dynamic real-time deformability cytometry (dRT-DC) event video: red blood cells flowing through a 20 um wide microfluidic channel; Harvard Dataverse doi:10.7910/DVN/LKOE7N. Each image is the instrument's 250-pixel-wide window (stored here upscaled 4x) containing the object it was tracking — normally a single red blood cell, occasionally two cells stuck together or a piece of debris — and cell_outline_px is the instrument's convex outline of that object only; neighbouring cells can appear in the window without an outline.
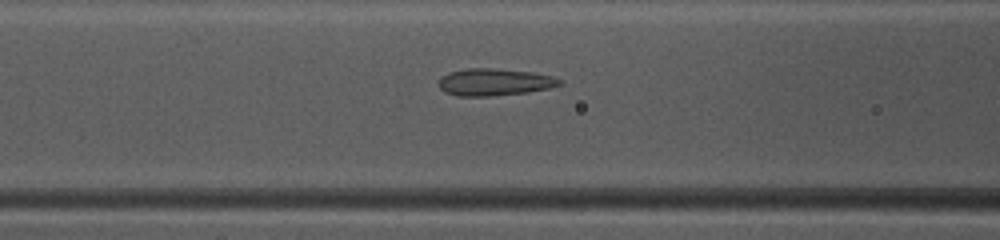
{"species": "common noctule bat (a hibernating species)", "species_latin": "Nyctalus noctula", "temperature_condition": "warm", "stored_images_in_passage": 48, "camera_frame_rate_fps": 3000, "um_per_image_px": 0.085, "animal": {"sex": "female", "body_mass_g": 10.0, "forearm_length_mm": 53.1}, "frame": {"image": 1, "passage_image": 20, "time_ms": 6.333, "image_size_px": [1000, 240], "cell_outline_px": [[564, 84], [548, 88], [528, 92], [488, 96], [456, 96], [444, 92], [440, 88], [440, 76], [448, 72], [468, 68], [492, 68], [532, 72], [552, 76], [564, 80]], "centroid_in_image_um": [42.04, 6.97], "position_along_channel_um": 124.6, "area_um2": 19.19}}
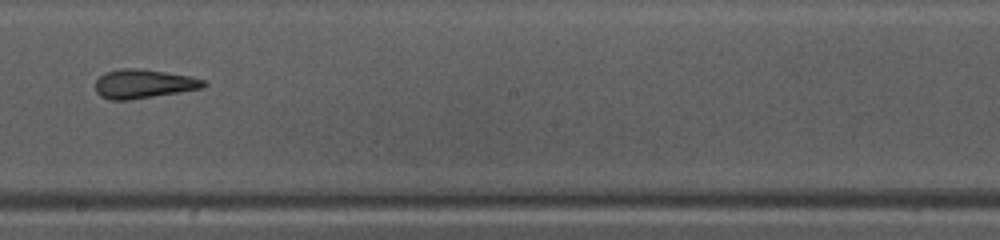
{"frame": {"image": 2, "passage_image": 28, "time_ms": 9.0, "image_size_px": [1000, 240], "cell_outline_px": [[208, 84], [204, 88], [180, 92], [128, 100], [108, 100], [100, 96], [96, 92], [96, 80], [104, 72], [120, 68], [136, 68], [192, 76], [204, 80]], "centroid_in_image_um": [12.2, 7.13], "position_along_channel_um": 236.0, "area_um2": 18.38}}
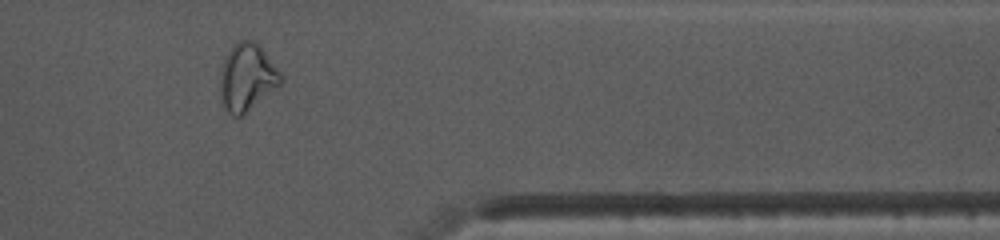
{"frame": {"image": 3, "passage_image": 40, "time_ms": 13.0, "image_size_px": [1000, 240], "cell_outline_px": [[284, 76], [280, 84], [244, 116], [232, 116], [228, 112], [224, 104], [220, 92], [220, 72], [224, 56], [232, 44], [236, 40], [252, 40], [264, 52]], "centroid_in_image_um": [20.98, 6.57], "position_along_channel_um": 390.4, "area_um2": 23.81}, "authors_computed_cell_mechanics": {"area_um2": 20.6635, "velocity_mm_per_s": 4.1786, "shape_relaxation_time_tau1_ms": null, "shape_relaxation_time_tau2_ms": 1.5468, "deformation_change_tau1": null, "deformation_change_tau2": 0.0824}}